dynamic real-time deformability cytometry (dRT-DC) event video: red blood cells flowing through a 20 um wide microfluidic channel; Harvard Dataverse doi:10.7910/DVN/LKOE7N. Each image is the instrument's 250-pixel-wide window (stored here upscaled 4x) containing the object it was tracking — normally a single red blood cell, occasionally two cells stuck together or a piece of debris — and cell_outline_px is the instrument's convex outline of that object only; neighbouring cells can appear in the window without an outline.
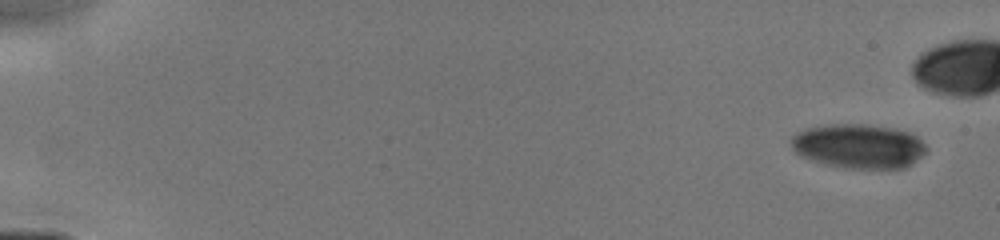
{"species": "human", "species_latin": "Homo sapiens", "temperature_condition": "cold", "stored_images_in_passage": 6, "camera_frame_rate_fps": 3000, "um_per_image_px": 0.085, "donor": {"sex": "male"}, "frame": {"image": 1, "passage_image": 1, "time_ms": 0.0, "image_size_px": [1000, 240], "cell_outline_px": [[928, 148], [912, 164], [904, 168], [844, 168], [824, 164], [800, 156], [792, 148], [792, 136], [796, 132], [808, 128], [832, 124], [868, 124], [892, 128], [908, 132], [916, 136]], "centroid_in_image_um": [72.97, 12.42], "position_along_channel_um": 12.0, "area_um2": 34.8}}